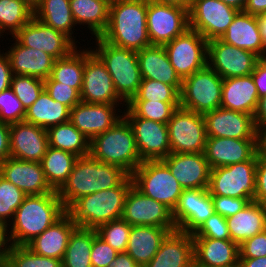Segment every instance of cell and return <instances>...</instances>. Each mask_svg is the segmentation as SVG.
I'll use <instances>...</instances> for the list:
<instances>
[{
	"label": "cell",
	"mask_w": 266,
	"mask_h": 267,
	"mask_svg": "<svg viewBox=\"0 0 266 267\" xmlns=\"http://www.w3.org/2000/svg\"><path fill=\"white\" fill-rule=\"evenodd\" d=\"M66 212L55 190L47 194L27 195L7 226L11 245L26 246Z\"/></svg>",
	"instance_id": "cell-1"
},
{
	"label": "cell",
	"mask_w": 266,
	"mask_h": 267,
	"mask_svg": "<svg viewBox=\"0 0 266 267\" xmlns=\"http://www.w3.org/2000/svg\"><path fill=\"white\" fill-rule=\"evenodd\" d=\"M104 41L131 50L151 45L147 32V0H111Z\"/></svg>",
	"instance_id": "cell-2"
},
{
	"label": "cell",
	"mask_w": 266,
	"mask_h": 267,
	"mask_svg": "<svg viewBox=\"0 0 266 267\" xmlns=\"http://www.w3.org/2000/svg\"><path fill=\"white\" fill-rule=\"evenodd\" d=\"M128 176L122 168L103 163L91 155L79 157L57 193L67 210L80 197L117 187Z\"/></svg>",
	"instance_id": "cell-3"
},
{
	"label": "cell",
	"mask_w": 266,
	"mask_h": 267,
	"mask_svg": "<svg viewBox=\"0 0 266 267\" xmlns=\"http://www.w3.org/2000/svg\"><path fill=\"white\" fill-rule=\"evenodd\" d=\"M132 185L129 175L117 187L80 197L66 211L77 227L96 229L101 224L122 218L125 198Z\"/></svg>",
	"instance_id": "cell-4"
},
{
	"label": "cell",
	"mask_w": 266,
	"mask_h": 267,
	"mask_svg": "<svg viewBox=\"0 0 266 267\" xmlns=\"http://www.w3.org/2000/svg\"><path fill=\"white\" fill-rule=\"evenodd\" d=\"M90 155L103 163L122 168L129 175L143 162L132 127L124 116L90 141Z\"/></svg>",
	"instance_id": "cell-5"
},
{
	"label": "cell",
	"mask_w": 266,
	"mask_h": 267,
	"mask_svg": "<svg viewBox=\"0 0 266 267\" xmlns=\"http://www.w3.org/2000/svg\"><path fill=\"white\" fill-rule=\"evenodd\" d=\"M91 51L102 61L111 75L117 95L127 104L137 93L142 81L137 51L114 46L101 37L94 38Z\"/></svg>",
	"instance_id": "cell-6"
},
{
	"label": "cell",
	"mask_w": 266,
	"mask_h": 267,
	"mask_svg": "<svg viewBox=\"0 0 266 267\" xmlns=\"http://www.w3.org/2000/svg\"><path fill=\"white\" fill-rule=\"evenodd\" d=\"M130 176L141 193L174 210L183 188L161 160L143 161Z\"/></svg>",
	"instance_id": "cell-7"
},
{
	"label": "cell",
	"mask_w": 266,
	"mask_h": 267,
	"mask_svg": "<svg viewBox=\"0 0 266 267\" xmlns=\"http://www.w3.org/2000/svg\"><path fill=\"white\" fill-rule=\"evenodd\" d=\"M222 83L223 78L208 65L194 72L182 81L180 107L200 114L220 108Z\"/></svg>",
	"instance_id": "cell-8"
},
{
	"label": "cell",
	"mask_w": 266,
	"mask_h": 267,
	"mask_svg": "<svg viewBox=\"0 0 266 267\" xmlns=\"http://www.w3.org/2000/svg\"><path fill=\"white\" fill-rule=\"evenodd\" d=\"M256 163L257 160H247L212 168L208 187L210 195L253 200L256 194Z\"/></svg>",
	"instance_id": "cell-9"
},
{
	"label": "cell",
	"mask_w": 266,
	"mask_h": 267,
	"mask_svg": "<svg viewBox=\"0 0 266 267\" xmlns=\"http://www.w3.org/2000/svg\"><path fill=\"white\" fill-rule=\"evenodd\" d=\"M167 126L171 153H204L207 132L203 114L178 107Z\"/></svg>",
	"instance_id": "cell-10"
},
{
	"label": "cell",
	"mask_w": 266,
	"mask_h": 267,
	"mask_svg": "<svg viewBox=\"0 0 266 267\" xmlns=\"http://www.w3.org/2000/svg\"><path fill=\"white\" fill-rule=\"evenodd\" d=\"M163 46L182 80L207 66L208 41L191 28Z\"/></svg>",
	"instance_id": "cell-11"
},
{
	"label": "cell",
	"mask_w": 266,
	"mask_h": 267,
	"mask_svg": "<svg viewBox=\"0 0 266 267\" xmlns=\"http://www.w3.org/2000/svg\"><path fill=\"white\" fill-rule=\"evenodd\" d=\"M187 29L188 8L147 0V32L151 45H164Z\"/></svg>",
	"instance_id": "cell-12"
},
{
	"label": "cell",
	"mask_w": 266,
	"mask_h": 267,
	"mask_svg": "<svg viewBox=\"0 0 266 267\" xmlns=\"http://www.w3.org/2000/svg\"><path fill=\"white\" fill-rule=\"evenodd\" d=\"M238 12L220 0H193L188 8L189 28L207 41L221 38Z\"/></svg>",
	"instance_id": "cell-13"
},
{
	"label": "cell",
	"mask_w": 266,
	"mask_h": 267,
	"mask_svg": "<svg viewBox=\"0 0 266 267\" xmlns=\"http://www.w3.org/2000/svg\"><path fill=\"white\" fill-rule=\"evenodd\" d=\"M122 219L131 226H154L176 230L172 210L161 202L145 196L133 185L124 203Z\"/></svg>",
	"instance_id": "cell-14"
},
{
	"label": "cell",
	"mask_w": 266,
	"mask_h": 267,
	"mask_svg": "<svg viewBox=\"0 0 266 267\" xmlns=\"http://www.w3.org/2000/svg\"><path fill=\"white\" fill-rule=\"evenodd\" d=\"M259 61L254 53L225 43L220 38L208 41L207 65L223 79L248 76Z\"/></svg>",
	"instance_id": "cell-15"
},
{
	"label": "cell",
	"mask_w": 266,
	"mask_h": 267,
	"mask_svg": "<svg viewBox=\"0 0 266 267\" xmlns=\"http://www.w3.org/2000/svg\"><path fill=\"white\" fill-rule=\"evenodd\" d=\"M122 110L134 132L142 161L162 160L171 153L167 124L136 117L127 107Z\"/></svg>",
	"instance_id": "cell-16"
},
{
	"label": "cell",
	"mask_w": 266,
	"mask_h": 267,
	"mask_svg": "<svg viewBox=\"0 0 266 267\" xmlns=\"http://www.w3.org/2000/svg\"><path fill=\"white\" fill-rule=\"evenodd\" d=\"M81 101L95 104H122L125 102L117 95L113 80L102 61L85 48V65Z\"/></svg>",
	"instance_id": "cell-17"
},
{
	"label": "cell",
	"mask_w": 266,
	"mask_h": 267,
	"mask_svg": "<svg viewBox=\"0 0 266 267\" xmlns=\"http://www.w3.org/2000/svg\"><path fill=\"white\" fill-rule=\"evenodd\" d=\"M13 37L23 46L43 51L56 60L69 55L78 47L67 35L34 16Z\"/></svg>",
	"instance_id": "cell-18"
},
{
	"label": "cell",
	"mask_w": 266,
	"mask_h": 267,
	"mask_svg": "<svg viewBox=\"0 0 266 267\" xmlns=\"http://www.w3.org/2000/svg\"><path fill=\"white\" fill-rule=\"evenodd\" d=\"M215 213L208 188L183 189L172 211L176 228L193 234L201 224Z\"/></svg>",
	"instance_id": "cell-19"
},
{
	"label": "cell",
	"mask_w": 266,
	"mask_h": 267,
	"mask_svg": "<svg viewBox=\"0 0 266 267\" xmlns=\"http://www.w3.org/2000/svg\"><path fill=\"white\" fill-rule=\"evenodd\" d=\"M120 105L81 101L70 110L69 121L91 141L96 135L104 133L123 117V112L118 107L123 108L126 105Z\"/></svg>",
	"instance_id": "cell-20"
},
{
	"label": "cell",
	"mask_w": 266,
	"mask_h": 267,
	"mask_svg": "<svg viewBox=\"0 0 266 267\" xmlns=\"http://www.w3.org/2000/svg\"><path fill=\"white\" fill-rule=\"evenodd\" d=\"M207 137L256 139L253 115L226 108H217L203 114Z\"/></svg>",
	"instance_id": "cell-21"
},
{
	"label": "cell",
	"mask_w": 266,
	"mask_h": 267,
	"mask_svg": "<svg viewBox=\"0 0 266 267\" xmlns=\"http://www.w3.org/2000/svg\"><path fill=\"white\" fill-rule=\"evenodd\" d=\"M10 157L40 162L49 146L46 129L25 121L9 125Z\"/></svg>",
	"instance_id": "cell-22"
},
{
	"label": "cell",
	"mask_w": 266,
	"mask_h": 267,
	"mask_svg": "<svg viewBox=\"0 0 266 267\" xmlns=\"http://www.w3.org/2000/svg\"><path fill=\"white\" fill-rule=\"evenodd\" d=\"M161 161L183 189L209 187L211 168L204 153H170Z\"/></svg>",
	"instance_id": "cell-23"
},
{
	"label": "cell",
	"mask_w": 266,
	"mask_h": 267,
	"mask_svg": "<svg viewBox=\"0 0 266 267\" xmlns=\"http://www.w3.org/2000/svg\"><path fill=\"white\" fill-rule=\"evenodd\" d=\"M204 155L211 169L257 160L256 139L207 137Z\"/></svg>",
	"instance_id": "cell-24"
},
{
	"label": "cell",
	"mask_w": 266,
	"mask_h": 267,
	"mask_svg": "<svg viewBox=\"0 0 266 267\" xmlns=\"http://www.w3.org/2000/svg\"><path fill=\"white\" fill-rule=\"evenodd\" d=\"M0 175L26 195H41L54 191L47 183L40 162L22 161L9 157L0 163Z\"/></svg>",
	"instance_id": "cell-25"
},
{
	"label": "cell",
	"mask_w": 266,
	"mask_h": 267,
	"mask_svg": "<svg viewBox=\"0 0 266 267\" xmlns=\"http://www.w3.org/2000/svg\"><path fill=\"white\" fill-rule=\"evenodd\" d=\"M11 46L5 54L10 61V67L14 75L33 76L47 79L51 75L55 58L51 55L20 44L14 37Z\"/></svg>",
	"instance_id": "cell-26"
},
{
	"label": "cell",
	"mask_w": 266,
	"mask_h": 267,
	"mask_svg": "<svg viewBox=\"0 0 266 267\" xmlns=\"http://www.w3.org/2000/svg\"><path fill=\"white\" fill-rule=\"evenodd\" d=\"M137 59L143 79L156 80L173 86L179 93L182 79L171 65L163 45H150L137 51Z\"/></svg>",
	"instance_id": "cell-27"
},
{
	"label": "cell",
	"mask_w": 266,
	"mask_h": 267,
	"mask_svg": "<svg viewBox=\"0 0 266 267\" xmlns=\"http://www.w3.org/2000/svg\"><path fill=\"white\" fill-rule=\"evenodd\" d=\"M193 261L192 234L176 229L166 235L157 253L145 267H188Z\"/></svg>",
	"instance_id": "cell-28"
},
{
	"label": "cell",
	"mask_w": 266,
	"mask_h": 267,
	"mask_svg": "<svg viewBox=\"0 0 266 267\" xmlns=\"http://www.w3.org/2000/svg\"><path fill=\"white\" fill-rule=\"evenodd\" d=\"M76 227V223L66 212L53 225L31 240L26 247L37 255L63 260L69 237Z\"/></svg>",
	"instance_id": "cell-29"
},
{
	"label": "cell",
	"mask_w": 266,
	"mask_h": 267,
	"mask_svg": "<svg viewBox=\"0 0 266 267\" xmlns=\"http://www.w3.org/2000/svg\"><path fill=\"white\" fill-rule=\"evenodd\" d=\"M220 39L232 46L250 51L260 59L266 58V48L261 40L256 15L239 11Z\"/></svg>",
	"instance_id": "cell-30"
},
{
	"label": "cell",
	"mask_w": 266,
	"mask_h": 267,
	"mask_svg": "<svg viewBox=\"0 0 266 267\" xmlns=\"http://www.w3.org/2000/svg\"><path fill=\"white\" fill-rule=\"evenodd\" d=\"M258 100L252 74L223 79L221 108L254 115Z\"/></svg>",
	"instance_id": "cell-31"
},
{
	"label": "cell",
	"mask_w": 266,
	"mask_h": 267,
	"mask_svg": "<svg viewBox=\"0 0 266 267\" xmlns=\"http://www.w3.org/2000/svg\"><path fill=\"white\" fill-rule=\"evenodd\" d=\"M194 262L201 267H220L239 261V245L231 239L193 238Z\"/></svg>",
	"instance_id": "cell-32"
},
{
	"label": "cell",
	"mask_w": 266,
	"mask_h": 267,
	"mask_svg": "<svg viewBox=\"0 0 266 267\" xmlns=\"http://www.w3.org/2000/svg\"><path fill=\"white\" fill-rule=\"evenodd\" d=\"M169 232L167 228L142 225L132 226L125 252L140 267H145L155 256L163 239Z\"/></svg>",
	"instance_id": "cell-33"
},
{
	"label": "cell",
	"mask_w": 266,
	"mask_h": 267,
	"mask_svg": "<svg viewBox=\"0 0 266 267\" xmlns=\"http://www.w3.org/2000/svg\"><path fill=\"white\" fill-rule=\"evenodd\" d=\"M226 220L231 240L241 245L248 238L266 230V206L251 201Z\"/></svg>",
	"instance_id": "cell-34"
},
{
	"label": "cell",
	"mask_w": 266,
	"mask_h": 267,
	"mask_svg": "<svg viewBox=\"0 0 266 267\" xmlns=\"http://www.w3.org/2000/svg\"><path fill=\"white\" fill-rule=\"evenodd\" d=\"M111 0H70V8L76 26L88 27L91 38L100 37L107 29Z\"/></svg>",
	"instance_id": "cell-35"
},
{
	"label": "cell",
	"mask_w": 266,
	"mask_h": 267,
	"mask_svg": "<svg viewBox=\"0 0 266 267\" xmlns=\"http://www.w3.org/2000/svg\"><path fill=\"white\" fill-rule=\"evenodd\" d=\"M70 110L68 106L53 100L43 90L38 99L26 110L24 121L48 130L58 124L69 122Z\"/></svg>",
	"instance_id": "cell-36"
},
{
	"label": "cell",
	"mask_w": 266,
	"mask_h": 267,
	"mask_svg": "<svg viewBox=\"0 0 266 267\" xmlns=\"http://www.w3.org/2000/svg\"><path fill=\"white\" fill-rule=\"evenodd\" d=\"M69 1L42 0L41 4L34 10V17L53 29L64 33L77 44L78 40L76 41V37L73 35L76 24Z\"/></svg>",
	"instance_id": "cell-37"
},
{
	"label": "cell",
	"mask_w": 266,
	"mask_h": 267,
	"mask_svg": "<svg viewBox=\"0 0 266 267\" xmlns=\"http://www.w3.org/2000/svg\"><path fill=\"white\" fill-rule=\"evenodd\" d=\"M78 158L70 152L48 146L40 164L53 190L58 191L67 181Z\"/></svg>",
	"instance_id": "cell-38"
},
{
	"label": "cell",
	"mask_w": 266,
	"mask_h": 267,
	"mask_svg": "<svg viewBox=\"0 0 266 267\" xmlns=\"http://www.w3.org/2000/svg\"><path fill=\"white\" fill-rule=\"evenodd\" d=\"M49 146L70 152L78 157L90 155V140L70 121L47 130Z\"/></svg>",
	"instance_id": "cell-39"
},
{
	"label": "cell",
	"mask_w": 266,
	"mask_h": 267,
	"mask_svg": "<svg viewBox=\"0 0 266 267\" xmlns=\"http://www.w3.org/2000/svg\"><path fill=\"white\" fill-rule=\"evenodd\" d=\"M78 48L69 55L55 60L50 78L55 82L69 85L80 93L83 86L85 49L82 50L79 46Z\"/></svg>",
	"instance_id": "cell-40"
},
{
	"label": "cell",
	"mask_w": 266,
	"mask_h": 267,
	"mask_svg": "<svg viewBox=\"0 0 266 267\" xmlns=\"http://www.w3.org/2000/svg\"><path fill=\"white\" fill-rule=\"evenodd\" d=\"M96 236L95 229L76 227L69 237L62 267H92L90 254Z\"/></svg>",
	"instance_id": "cell-41"
},
{
	"label": "cell",
	"mask_w": 266,
	"mask_h": 267,
	"mask_svg": "<svg viewBox=\"0 0 266 267\" xmlns=\"http://www.w3.org/2000/svg\"><path fill=\"white\" fill-rule=\"evenodd\" d=\"M33 16L34 11L22 0H0V38L13 37Z\"/></svg>",
	"instance_id": "cell-42"
},
{
	"label": "cell",
	"mask_w": 266,
	"mask_h": 267,
	"mask_svg": "<svg viewBox=\"0 0 266 267\" xmlns=\"http://www.w3.org/2000/svg\"><path fill=\"white\" fill-rule=\"evenodd\" d=\"M2 267H62V260L37 255L26 246L11 245Z\"/></svg>",
	"instance_id": "cell-43"
},
{
	"label": "cell",
	"mask_w": 266,
	"mask_h": 267,
	"mask_svg": "<svg viewBox=\"0 0 266 267\" xmlns=\"http://www.w3.org/2000/svg\"><path fill=\"white\" fill-rule=\"evenodd\" d=\"M126 107L136 117L167 124L180 102L129 101Z\"/></svg>",
	"instance_id": "cell-44"
},
{
	"label": "cell",
	"mask_w": 266,
	"mask_h": 267,
	"mask_svg": "<svg viewBox=\"0 0 266 267\" xmlns=\"http://www.w3.org/2000/svg\"><path fill=\"white\" fill-rule=\"evenodd\" d=\"M130 101L180 102V93L168 84L142 79L136 95Z\"/></svg>",
	"instance_id": "cell-45"
},
{
	"label": "cell",
	"mask_w": 266,
	"mask_h": 267,
	"mask_svg": "<svg viewBox=\"0 0 266 267\" xmlns=\"http://www.w3.org/2000/svg\"><path fill=\"white\" fill-rule=\"evenodd\" d=\"M26 196L22 190L0 175V222L8 226Z\"/></svg>",
	"instance_id": "cell-46"
},
{
	"label": "cell",
	"mask_w": 266,
	"mask_h": 267,
	"mask_svg": "<svg viewBox=\"0 0 266 267\" xmlns=\"http://www.w3.org/2000/svg\"><path fill=\"white\" fill-rule=\"evenodd\" d=\"M131 227L121 218L101 224L95 230L97 236L120 253L126 251Z\"/></svg>",
	"instance_id": "cell-47"
},
{
	"label": "cell",
	"mask_w": 266,
	"mask_h": 267,
	"mask_svg": "<svg viewBox=\"0 0 266 267\" xmlns=\"http://www.w3.org/2000/svg\"><path fill=\"white\" fill-rule=\"evenodd\" d=\"M11 88L25 110L38 99L44 90V80L23 75H12Z\"/></svg>",
	"instance_id": "cell-48"
},
{
	"label": "cell",
	"mask_w": 266,
	"mask_h": 267,
	"mask_svg": "<svg viewBox=\"0 0 266 267\" xmlns=\"http://www.w3.org/2000/svg\"><path fill=\"white\" fill-rule=\"evenodd\" d=\"M26 110L11 87L0 93V121L13 124L24 121Z\"/></svg>",
	"instance_id": "cell-49"
},
{
	"label": "cell",
	"mask_w": 266,
	"mask_h": 267,
	"mask_svg": "<svg viewBox=\"0 0 266 267\" xmlns=\"http://www.w3.org/2000/svg\"><path fill=\"white\" fill-rule=\"evenodd\" d=\"M192 237L222 240L231 239L226 218L217 213H214L205 220L192 234Z\"/></svg>",
	"instance_id": "cell-50"
},
{
	"label": "cell",
	"mask_w": 266,
	"mask_h": 267,
	"mask_svg": "<svg viewBox=\"0 0 266 267\" xmlns=\"http://www.w3.org/2000/svg\"><path fill=\"white\" fill-rule=\"evenodd\" d=\"M44 90L53 100L68 106L70 109L81 102L80 93L76 89L55 82L50 77L44 80Z\"/></svg>",
	"instance_id": "cell-51"
},
{
	"label": "cell",
	"mask_w": 266,
	"mask_h": 267,
	"mask_svg": "<svg viewBox=\"0 0 266 267\" xmlns=\"http://www.w3.org/2000/svg\"><path fill=\"white\" fill-rule=\"evenodd\" d=\"M215 213L227 218L241 211L249 202L250 198H235L229 196L211 195Z\"/></svg>",
	"instance_id": "cell-52"
},
{
	"label": "cell",
	"mask_w": 266,
	"mask_h": 267,
	"mask_svg": "<svg viewBox=\"0 0 266 267\" xmlns=\"http://www.w3.org/2000/svg\"><path fill=\"white\" fill-rule=\"evenodd\" d=\"M118 253L99 236H96L91 247V265L92 267H109Z\"/></svg>",
	"instance_id": "cell-53"
},
{
	"label": "cell",
	"mask_w": 266,
	"mask_h": 267,
	"mask_svg": "<svg viewBox=\"0 0 266 267\" xmlns=\"http://www.w3.org/2000/svg\"><path fill=\"white\" fill-rule=\"evenodd\" d=\"M239 258H258L266 256V230L245 240L239 245Z\"/></svg>",
	"instance_id": "cell-54"
},
{
	"label": "cell",
	"mask_w": 266,
	"mask_h": 267,
	"mask_svg": "<svg viewBox=\"0 0 266 267\" xmlns=\"http://www.w3.org/2000/svg\"><path fill=\"white\" fill-rule=\"evenodd\" d=\"M253 201L266 206V159H258L256 163V194Z\"/></svg>",
	"instance_id": "cell-55"
},
{
	"label": "cell",
	"mask_w": 266,
	"mask_h": 267,
	"mask_svg": "<svg viewBox=\"0 0 266 267\" xmlns=\"http://www.w3.org/2000/svg\"><path fill=\"white\" fill-rule=\"evenodd\" d=\"M259 98L266 95V58L260 59L252 73Z\"/></svg>",
	"instance_id": "cell-56"
},
{
	"label": "cell",
	"mask_w": 266,
	"mask_h": 267,
	"mask_svg": "<svg viewBox=\"0 0 266 267\" xmlns=\"http://www.w3.org/2000/svg\"><path fill=\"white\" fill-rule=\"evenodd\" d=\"M12 70L10 61L5 52L0 49V93L11 87Z\"/></svg>",
	"instance_id": "cell-57"
},
{
	"label": "cell",
	"mask_w": 266,
	"mask_h": 267,
	"mask_svg": "<svg viewBox=\"0 0 266 267\" xmlns=\"http://www.w3.org/2000/svg\"><path fill=\"white\" fill-rule=\"evenodd\" d=\"M10 157L9 124L0 121V163Z\"/></svg>",
	"instance_id": "cell-58"
},
{
	"label": "cell",
	"mask_w": 266,
	"mask_h": 267,
	"mask_svg": "<svg viewBox=\"0 0 266 267\" xmlns=\"http://www.w3.org/2000/svg\"><path fill=\"white\" fill-rule=\"evenodd\" d=\"M256 156L266 159V125L256 126Z\"/></svg>",
	"instance_id": "cell-59"
},
{
	"label": "cell",
	"mask_w": 266,
	"mask_h": 267,
	"mask_svg": "<svg viewBox=\"0 0 266 267\" xmlns=\"http://www.w3.org/2000/svg\"><path fill=\"white\" fill-rule=\"evenodd\" d=\"M10 247L11 243L8 235V227L6 224L0 222V267H2Z\"/></svg>",
	"instance_id": "cell-60"
},
{
	"label": "cell",
	"mask_w": 266,
	"mask_h": 267,
	"mask_svg": "<svg viewBox=\"0 0 266 267\" xmlns=\"http://www.w3.org/2000/svg\"><path fill=\"white\" fill-rule=\"evenodd\" d=\"M253 118L255 126L266 125V95L259 98Z\"/></svg>",
	"instance_id": "cell-61"
},
{
	"label": "cell",
	"mask_w": 266,
	"mask_h": 267,
	"mask_svg": "<svg viewBox=\"0 0 266 267\" xmlns=\"http://www.w3.org/2000/svg\"><path fill=\"white\" fill-rule=\"evenodd\" d=\"M109 267H140L135 260L126 252H120L110 263Z\"/></svg>",
	"instance_id": "cell-62"
},
{
	"label": "cell",
	"mask_w": 266,
	"mask_h": 267,
	"mask_svg": "<svg viewBox=\"0 0 266 267\" xmlns=\"http://www.w3.org/2000/svg\"><path fill=\"white\" fill-rule=\"evenodd\" d=\"M266 11V0H248L244 12L251 15H260Z\"/></svg>",
	"instance_id": "cell-63"
},
{
	"label": "cell",
	"mask_w": 266,
	"mask_h": 267,
	"mask_svg": "<svg viewBox=\"0 0 266 267\" xmlns=\"http://www.w3.org/2000/svg\"><path fill=\"white\" fill-rule=\"evenodd\" d=\"M242 267H266V256L258 258H239Z\"/></svg>",
	"instance_id": "cell-64"
},
{
	"label": "cell",
	"mask_w": 266,
	"mask_h": 267,
	"mask_svg": "<svg viewBox=\"0 0 266 267\" xmlns=\"http://www.w3.org/2000/svg\"><path fill=\"white\" fill-rule=\"evenodd\" d=\"M261 40L266 48V11L257 16Z\"/></svg>",
	"instance_id": "cell-65"
},
{
	"label": "cell",
	"mask_w": 266,
	"mask_h": 267,
	"mask_svg": "<svg viewBox=\"0 0 266 267\" xmlns=\"http://www.w3.org/2000/svg\"><path fill=\"white\" fill-rule=\"evenodd\" d=\"M154 3L160 4H172L189 8L193 0H149Z\"/></svg>",
	"instance_id": "cell-66"
},
{
	"label": "cell",
	"mask_w": 266,
	"mask_h": 267,
	"mask_svg": "<svg viewBox=\"0 0 266 267\" xmlns=\"http://www.w3.org/2000/svg\"><path fill=\"white\" fill-rule=\"evenodd\" d=\"M224 4L235 8L238 11H244L248 0H220Z\"/></svg>",
	"instance_id": "cell-67"
},
{
	"label": "cell",
	"mask_w": 266,
	"mask_h": 267,
	"mask_svg": "<svg viewBox=\"0 0 266 267\" xmlns=\"http://www.w3.org/2000/svg\"><path fill=\"white\" fill-rule=\"evenodd\" d=\"M33 11L41 4L42 0H22Z\"/></svg>",
	"instance_id": "cell-68"
},
{
	"label": "cell",
	"mask_w": 266,
	"mask_h": 267,
	"mask_svg": "<svg viewBox=\"0 0 266 267\" xmlns=\"http://www.w3.org/2000/svg\"><path fill=\"white\" fill-rule=\"evenodd\" d=\"M220 267H242V265H241L240 261H238V262H235L233 264L220 266Z\"/></svg>",
	"instance_id": "cell-69"
},
{
	"label": "cell",
	"mask_w": 266,
	"mask_h": 267,
	"mask_svg": "<svg viewBox=\"0 0 266 267\" xmlns=\"http://www.w3.org/2000/svg\"><path fill=\"white\" fill-rule=\"evenodd\" d=\"M188 267H201L200 265L196 264L194 261Z\"/></svg>",
	"instance_id": "cell-70"
}]
</instances>
